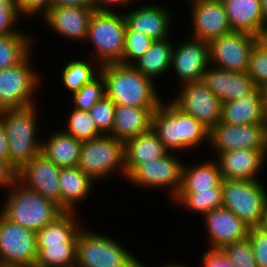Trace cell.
Segmentation results:
<instances>
[{"label":"cell","mask_w":267,"mask_h":267,"mask_svg":"<svg viewBox=\"0 0 267 267\" xmlns=\"http://www.w3.org/2000/svg\"><path fill=\"white\" fill-rule=\"evenodd\" d=\"M220 122L230 125L267 123V93L255 88L245 97L222 103Z\"/></svg>","instance_id":"22"},{"label":"cell","mask_w":267,"mask_h":267,"mask_svg":"<svg viewBox=\"0 0 267 267\" xmlns=\"http://www.w3.org/2000/svg\"><path fill=\"white\" fill-rule=\"evenodd\" d=\"M82 141L66 134L62 129L42 138L41 153L59 168L76 167L81 154Z\"/></svg>","instance_id":"27"},{"label":"cell","mask_w":267,"mask_h":267,"mask_svg":"<svg viewBox=\"0 0 267 267\" xmlns=\"http://www.w3.org/2000/svg\"><path fill=\"white\" fill-rule=\"evenodd\" d=\"M68 120L62 129L66 134L84 142L89 141L103 134L98 130L89 111L72 108L68 114Z\"/></svg>","instance_id":"36"},{"label":"cell","mask_w":267,"mask_h":267,"mask_svg":"<svg viewBox=\"0 0 267 267\" xmlns=\"http://www.w3.org/2000/svg\"><path fill=\"white\" fill-rule=\"evenodd\" d=\"M33 51L19 64L0 70V111L28 107L38 102L37 90L43 80L34 67L35 63L32 64Z\"/></svg>","instance_id":"7"},{"label":"cell","mask_w":267,"mask_h":267,"mask_svg":"<svg viewBox=\"0 0 267 267\" xmlns=\"http://www.w3.org/2000/svg\"><path fill=\"white\" fill-rule=\"evenodd\" d=\"M37 233L11 222L0 212V263L34 267Z\"/></svg>","instance_id":"11"},{"label":"cell","mask_w":267,"mask_h":267,"mask_svg":"<svg viewBox=\"0 0 267 267\" xmlns=\"http://www.w3.org/2000/svg\"><path fill=\"white\" fill-rule=\"evenodd\" d=\"M60 172L61 168L40 153L18 171V181L60 206Z\"/></svg>","instance_id":"19"},{"label":"cell","mask_w":267,"mask_h":267,"mask_svg":"<svg viewBox=\"0 0 267 267\" xmlns=\"http://www.w3.org/2000/svg\"><path fill=\"white\" fill-rule=\"evenodd\" d=\"M0 212L11 222L35 233L53 222L64 211L54 201L27 189L19 181L7 190Z\"/></svg>","instance_id":"4"},{"label":"cell","mask_w":267,"mask_h":267,"mask_svg":"<svg viewBox=\"0 0 267 267\" xmlns=\"http://www.w3.org/2000/svg\"><path fill=\"white\" fill-rule=\"evenodd\" d=\"M105 95V81L101 73L71 96L72 108L89 111Z\"/></svg>","instance_id":"37"},{"label":"cell","mask_w":267,"mask_h":267,"mask_svg":"<svg viewBox=\"0 0 267 267\" xmlns=\"http://www.w3.org/2000/svg\"><path fill=\"white\" fill-rule=\"evenodd\" d=\"M137 267H147V265L144 264L143 262H141V260L139 259ZM160 267H189V266H187L186 264L184 265L182 263L181 264H179V263L177 264V262H175V264H174V263L170 262V264L169 263H165V265L163 264V266H160Z\"/></svg>","instance_id":"52"},{"label":"cell","mask_w":267,"mask_h":267,"mask_svg":"<svg viewBox=\"0 0 267 267\" xmlns=\"http://www.w3.org/2000/svg\"><path fill=\"white\" fill-rule=\"evenodd\" d=\"M215 159L219 165L222 179L261 180L259 176L267 162V150L226 151L218 154Z\"/></svg>","instance_id":"21"},{"label":"cell","mask_w":267,"mask_h":267,"mask_svg":"<svg viewBox=\"0 0 267 267\" xmlns=\"http://www.w3.org/2000/svg\"><path fill=\"white\" fill-rule=\"evenodd\" d=\"M174 39L154 41L150 48L139 58L133 66L147 76L157 81V77L165 75L171 68Z\"/></svg>","instance_id":"30"},{"label":"cell","mask_w":267,"mask_h":267,"mask_svg":"<svg viewBox=\"0 0 267 267\" xmlns=\"http://www.w3.org/2000/svg\"><path fill=\"white\" fill-rule=\"evenodd\" d=\"M37 104L0 111L8 142L9 162L18 171L41 153L42 139L37 135L40 134Z\"/></svg>","instance_id":"3"},{"label":"cell","mask_w":267,"mask_h":267,"mask_svg":"<svg viewBox=\"0 0 267 267\" xmlns=\"http://www.w3.org/2000/svg\"><path fill=\"white\" fill-rule=\"evenodd\" d=\"M94 181L100 182L114 172L127 179L124 166V142L112 135H102L82 142L81 154L77 165Z\"/></svg>","instance_id":"8"},{"label":"cell","mask_w":267,"mask_h":267,"mask_svg":"<svg viewBox=\"0 0 267 267\" xmlns=\"http://www.w3.org/2000/svg\"><path fill=\"white\" fill-rule=\"evenodd\" d=\"M14 1L16 8L23 16V18L24 17L25 19L30 18V20L33 18V16L35 17H37L38 15L43 16L53 5V0H14Z\"/></svg>","instance_id":"44"},{"label":"cell","mask_w":267,"mask_h":267,"mask_svg":"<svg viewBox=\"0 0 267 267\" xmlns=\"http://www.w3.org/2000/svg\"><path fill=\"white\" fill-rule=\"evenodd\" d=\"M203 219L210 245L208 250H221L225 245L248 238L250 227L224 207L208 212Z\"/></svg>","instance_id":"20"},{"label":"cell","mask_w":267,"mask_h":267,"mask_svg":"<svg viewBox=\"0 0 267 267\" xmlns=\"http://www.w3.org/2000/svg\"><path fill=\"white\" fill-rule=\"evenodd\" d=\"M25 30L18 34L0 35V70L19 64L33 49V34Z\"/></svg>","instance_id":"34"},{"label":"cell","mask_w":267,"mask_h":267,"mask_svg":"<svg viewBox=\"0 0 267 267\" xmlns=\"http://www.w3.org/2000/svg\"><path fill=\"white\" fill-rule=\"evenodd\" d=\"M154 40L149 36L135 31L128 27L125 32L123 65H133L150 48Z\"/></svg>","instance_id":"38"},{"label":"cell","mask_w":267,"mask_h":267,"mask_svg":"<svg viewBox=\"0 0 267 267\" xmlns=\"http://www.w3.org/2000/svg\"><path fill=\"white\" fill-rule=\"evenodd\" d=\"M100 73L105 81V95L116 105L157 109L162 104L157 83L133 65L107 64L101 66Z\"/></svg>","instance_id":"2"},{"label":"cell","mask_w":267,"mask_h":267,"mask_svg":"<svg viewBox=\"0 0 267 267\" xmlns=\"http://www.w3.org/2000/svg\"><path fill=\"white\" fill-rule=\"evenodd\" d=\"M53 5L94 7L93 0H53Z\"/></svg>","instance_id":"49"},{"label":"cell","mask_w":267,"mask_h":267,"mask_svg":"<svg viewBox=\"0 0 267 267\" xmlns=\"http://www.w3.org/2000/svg\"><path fill=\"white\" fill-rule=\"evenodd\" d=\"M209 145L214 157L238 149L267 150V123L230 125L219 122L210 130Z\"/></svg>","instance_id":"13"},{"label":"cell","mask_w":267,"mask_h":267,"mask_svg":"<svg viewBox=\"0 0 267 267\" xmlns=\"http://www.w3.org/2000/svg\"><path fill=\"white\" fill-rule=\"evenodd\" d=\"M256 35L232 31L210 41L209 64L234 72H247Z\"/></svg>","instance_id":"12"},{"label":"cell","mask_w":267,"mask_h":267,"mask_svg":"<svg viewBox=\"0 0 267 267\" xmlns=\"http://www.w3.org/2000/svg\"><path fill=\"white\" fill-rule=\"evenodd\" d=\"M152 129L172 153L194 152L199 146L202 148L201 145H209L210 130L170 100H163L154 111Z\"/></svg>","instance_id":"1"},{"label":"cell","mask_w":267,"mask_h":267,"mask_svg":"<svg viewBox=\"0 0 267 267\" xmlns=\"http://www.w3.org/2000/svg\"><path fill=\"white\" fill-rule=\"evenodd\" d=\"M115 107L116 104L104 95L89 110L98 130L104 135H109L112 132Z\"/></svg>","instance_id":"40"},{"label":"cell","mask_w":267,"mask_h":267,"mask_svg":"<svg viewBox=\"0 0 267 267\" xmlns=\"http://www.w3.org/2000/svg\"><path fill=\"white\" fill-rule=\"evenodd\" d=\"M78 216L79 212L64 211L37 232V245L76 244L78 231L83 227L82 221L76 219Z\"/></svg>","instance_id":"29"},{"label":"cell","mask_w":267,"mask_h":267,"mask_svg":"<svg viewBox=\"0 0 267 267\" xmlns=\"http://www.w3.org/2000/svg\"><path fill=\"white\" fill-rule=\"evenodd\" d=\"M261 1V9L263 13L264 23L267 25V0H260Z\"/></svg>","instance_id":"53"},{"label":"cell","mask_w":267,"mask_h":267,"mask_svg":"<svg viewBox=\"0 0 267 267\" xmlns=\"http://www.w3.org/2000/svg\"><path fill=\"white\" fill-rule=\"evenodd\" d=\"M134 1V2H133ZM137 0H94V8L98 11H111V12H118V7L121 9L128 8L129 5L135 4ZM118 6V7H117ZM123 6V7H122ZM116 9V10H115Z\"/></svg>","instance_id":"47"},{"label":"cell","mask_w":267,"mask_h":267,"mask_svg":"<svg viewBox=\"0 0 267 267\" xmlns=\"http://www.w3.org/2000/svg\"><path fill=\"white\" fill-rule=\"evenodd\" d=\"M247 73L257 88L267 90V52L257 43L252 48Z\"/></svg>","instance_id":"41"},{"label":"cell","mask_w":267,"mask_h":267,"mask_svg":"<svg viewBox=\"0 0 267 267\" xmlns=\"http://www.w3.org/2000/svg\"><path fill=\"white\" fill-rule=\"evenodd\" d=\"M190 38L209 43L232 32L222 0H190Z\"/></svg>","instance_id":"15"},{"label":"cell","mask_w":267,"mask_h":267,"mask_svg":"<svg viewBox=\"0 0 267 267\" xmlns=\"http://www.w3.org/2000/svg\"><path fill=\"white\" fill-rule=\"evenodd\" d=\"M180 157V154L169 152L162 158L147 161L139 165L126 181L134 188L137 186L143 190L167 189L168 197L173 201L182 185L184 162Z\"/></svg>","instance_id":"10"},{"label":"cell","mask_w":267,"mask_h":267,"mask_svg":"<svg viewBox=\"0 0 267 267\" xmlns=\"http://www.w3.org/2000/svg\"><path fill=\"white\" fill-rule=\"evenodd\" d=\"M78 231L76 267H137L139 258L105 233Z\"/></svg>","instance_id":"6"},{"label":"cell","mask_w":267,"mask_h":267,"mask_svg":"<svg viewBox=\"0 0 267 267\" xmlns=\"http://www.w3.org/2000/svg\"><path fill=\"white\" fill-rule=\"evenodd\" d=\"M18 181V170L7 160L0 159V190L11 188Z\"/></svg>","instance_id":"45"},{"label":"cell","mask_w":267,"mask_h":267,"mask_svg":"<svg viewBox=\"0 0 267 267\" xmlns=\"http://www.w3.org/2000/svg\"><path fill=\"white\" fill-rule=\"evenodd\" d=\"M169 151L158 138L156 132L150 130L130 138L124 142V166L128 177L139 165L167 155Z\"/></svg>","instance_id":"25"},{"label":"cell","mask_w":267,"mask_h":267,"mask_svg":"<svg viewBox=\"0 0 267 267\" xmlns=\"http://www.w3.org/2000/svg\"><path fill=\"white\" fill-rule=\"evenodd\" d=\"M266 200L267 187L261 180H222V207L250 228L259 226Z\"/></svg>","instance_id":"9"},{"label":"cell","mask_w":267,"mask_h":267,"mask_svg":"<svg viewBox=\"0 0 267 267\" xmlns=\"http://www.w3.org/2000/svg\"><path fill=\"white\" fill-rule=\"evenodd\" d=\"M126 28L122 10L118 12L94 10L85 40L86 45H92V50L88 53L90 58L100 66L122 64Z\"/></svg>","instance_id":"5"},{"label":"cell","mask_w":267,"mask_h":267,"mask_svg":"<svg viewBox=\"0 0 267 267\" xmlns=\"http://www.w3.org/2000/svg\"><path fill=\"white\" fill-rule=\"evenodd\" d=\"M233 267H258L249 239L225 245L220 250Z\"/></svg>","instance_id":"39"},{"label":"cell","mask_w":267,"mask_h":267,"mask_svg":"<svg viewBox=\"0 0 267 267\" xmlns=\"http://www.w3.org/2000/svg\"><path fill=\"white\" fill-rule=\"evenodd\" d=\"M95 182L78 166L61 168L59 175L60 208L65 212H78L79 204L84 203L94 191ZM94 185V186H93Z\"/></svg>","instance_id":"24"},{"label":"cell","mask_w":267,"mask_h":267,"mask_svg":"<svg viewBox=\"0 0 267 267\" xmlns=\"http://www.w3.org/2000/svg\"><path fill=\"white\" fill-rule=\"evenodd\" d=\"M0 159L9 161L8 142L1 115H0Z\"/></svg>","instance_id":"48"},{"label":"cell","mask_w":267,"mask_h":267,"mask_svg":"<svg viewBox=\"0 0 267 267\" xmlns=\"http://www.w3.org/2000/svg\"><path fill=\"white\" fill-rule=\"evenodd\" d=\"M0 267H25V266L0 263Z\"/></svg>","instance_id":"54"},{"label":"cell","mask_w":267,"mask_h":267,"mask_svg":"<svg viewBox=\"0 0 267 267\" xmlns=\"http://www.w3.org/2000/svg\"><path fill=\"white\" fill-rule=\"evenodd\" d=\"M183 42H182V41ZM180 41L174 39L171 68L179 84L202 81L206 68L209 66V44L187 36Z\"/></svg>","instance_id":"16"},{"label":"cell","mask_w":267,"mask_h":267,"mask_svg":"<svg viewBox=\"0 0 267 267\" xmlns=\"http://www.w3.org/2000/svg\"><path fill=\"white\" fill-rule=\"evenodd\" d=\"M171 101L211 130L221 120L222 102L203 81L179 85Z\"/></svg>","instance_id":"14"},{"label":"cell","mask_w":267,"mask_h":267,"mask_svg":"<svg viewBox=\"0 0 267 267\" xmlns=\"http://www.w3.org/2000/svg\"><path fill=\"white\" fill-rule=\"evenodd\" d=\"M258 228H260L262 231L267 233V200L264 205L262 218H261Z\"/></svg>","instance_id":"51"},{"label":"cell","mask_w":267,"mask_h":267,"mask_svg":"<svg viewBox=\"0 0 267 267\" xmlns=\"http://www.w3.org/2000/svg\"><path fill=\"white\" fill-rule=\"evenodd\" d=\"M34 267H76V244L37 245Z\"/></svg>","instance_id":"35"},{"label":"cell","mask_w":267,"mask_h":267,"mask_svg":"<svg viewBox=\"0 0 267 267\" xmlns=\"http://www.w3.org/2000/svg\"><path fill=\"white\" fill-rule=\"evenodd\" d=\"M203 267H233L220 250H207L201 257Z\"/></svg>","instance_id":"46"},{"label":"cell","mask_w":267,"mask_h":267,"mask_svg":"<svg viewBox=\"0 0 267 267\" xmlns=\"http://www.w3.org/2000/svg\"><path fill=\"white\" fill-rule=\"evenodd\" d=\"M155 110L116 105L113 129L109 135L123 142L141 135L152 128V118Z\"/></svg>","instance_id":"26"},{"label":"cell","mask_w":267,"mask_h":267,"mask_svg":"<svg viewBox=\"0 0 267 267\" xmlns=\"http://www.w3.org/2000/svg\"><path fill=\"white\" fill-rule=\"evenodd\" d=\"M155 3L144 4L141 7H131L123 11L126 26L131 30L149 36L154 41L171 37V30L175 18L172 11ZM173 15V16H172Z\"/></svg>","instance_id":"17"},{"label":"cell","mask_w":267,"mask_h":267,"mask_svg":"<svg viewBox=\"0 0 267 267\" xmlns=\"http://www.w3.org/2000/svg\"><path fill=\"white\" fill-rule=\"evenodd\" d=\"M195 214L202 217L208 212L222 207V182L213 188L198 191H180L171 201Z\"/></svg>","instance_id":"32"},{"label":"cell","mask_w":267,"mask_h":267,"mask_svg":"<svg viewBox=\"0 0 267 267\" xmlns=\"http://www.w3.org/2000/svg\"><path fill=\"white\" fill-rule=\"evenodd\" d=\"M232 31L257 35L265 25L260 0H222Z\"/></svg>","instance_id":"28"},{"label":"cell","mask_w":267,"mask_h":267,"mask_svg":"<svg viewBox=\"0 0 267 267\" xmlns=\"http://www.w3.org/2000/svg\"><path fill=\"white\" fill-rule=\"evenodd\" d=\"M257 44L267 52V25H264L256 35Z\"/></svg>","instance_id":"50"},{"label":"cell","mask_w":267,"mask_h":267,"mask_svg":"<svg viewBox=\"0 0 267 267\" xmlns=\"http://www.w3.org/2000/svg\"><path fill=\"white\" fill-rule=\"evenodd\" d=\"M258 267H267V233L258 227H251L248 233Z\"/></svg>","instance_id":"43"},{"label":"cell","mask_w":267,"mask_h":267,"mask_svg":"<svg viewBox=\"0 0 267 267\" xmlns=\"http://www.w3.org/2000/svg\"><path fill=\"white\" fill-rule=\"evenodd\" d=\"M214 160H202L195 165L184 162L180 191H198L218 186L223 179L219 165Z\"/></svg>","instance_id":"31"},{"label":"cell","mask_w":267,"mask_h":267,"mask_svg":"<svg viewBox=\"0 0 267 267\" xmlns=\"http://www.w3.org/2000/svg\"><path fill=\"white\" fill-rule=\"evenodd\" d=\"M94 7L52 5L41 17L47 28L70 42L85 43Z\"/></svg>","instance_id":"18"},{"label":"cell","mask_w":267,"mask_h":267,"mask_svg":"<svg viewBox=\"0 0 267 267\" xmlns=\"http://www.w3.org/2000/svg\"><path fill=\"white\" fill-rule=\"evenodd\" d=\"M22 17L14 0H3L0 6V35L20 33L22 30L16 26L20 25Z\"/></svg>","instance_id":"42"},{"label":"cell","mask_w":267,"mask_h":267,"mask_svg":"<svg viewBox=\"0 0 267 267\" xmlns=\"http://www.w3.org/2000/svg\"><path fill=\"white\" fill-rule=\"evenodd\" d=\"M101 66L92 58L87 59H70L65 66L63 65L60 81L64 86L65 91H69L72 95L78 92L84 85L91 82L100 74Z\"/></svg>","instance_id":"33"},{"label":"cell","mask_w":267,"mask_h":267,"mask_svg":"<svg viewBox=\"0 0 267 267\" xmlns=\"http://www.w3.org/2000/svg\"><path fill=\"white\" fill-rule=\"evenodd\" d=\"M202 81L222 103L245 97L257 87L247 72L228 71L211 64Z\"/></svg>","instance_id":"23"}]
</instances>
